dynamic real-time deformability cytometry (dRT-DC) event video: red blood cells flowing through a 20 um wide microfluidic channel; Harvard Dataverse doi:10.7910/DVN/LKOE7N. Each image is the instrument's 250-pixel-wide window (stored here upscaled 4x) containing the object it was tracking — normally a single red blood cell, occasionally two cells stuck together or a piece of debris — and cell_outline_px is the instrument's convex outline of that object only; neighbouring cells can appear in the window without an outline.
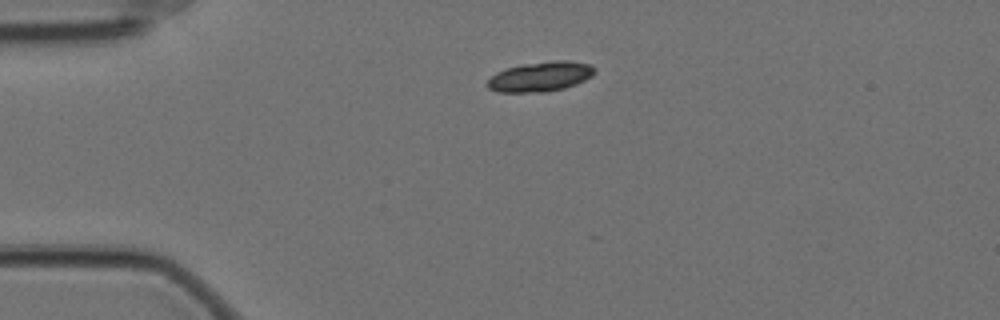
{"species": "Egyptian fruit bat (a non-hibernating species)", "species_latin": "Rousettus aegyptiacus", "temperature_condition": "cold", "stored_images_in_passage": 9, "camera_frame_rate_fps": 3000, "um_per_image_px": 0.085, "animal": {"sex": "female"}, "frame": {"image": 1, "passage_image": 1, "time_ms": 0.0, "image_size_px": [1000, 320], "cell_outline_px": [[596, 72], [592, 76], [576, 84], [564, 88], [544, 92], [496, 92], [488, 88], [488, 80], [496, 72], [520, 64], [552, 60], [568, 60], [592, 64], [596, 68]], "centroid_in_image_um": [45.97, 6.49], "position_along_channel_um": 39.0, "area_um2": 18.84}}
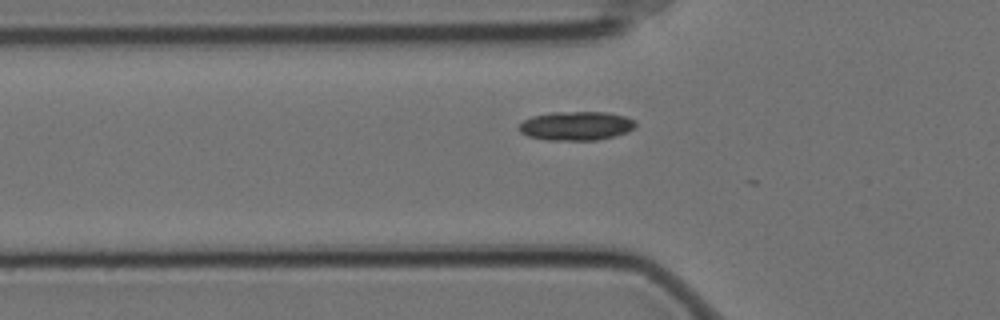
{"frame": {"image": 2, "passage_image": 7, "time_ms": 2.0, "image_size_px": [1000, 320], "cell_outline_px": [[636, 128], [628, 132], [616, 136], [596, 140], [548, 140], [528, 136], [520, 132], [516, 128], [524, 120], [532, 116], [552, 112], [608, 112], [624, 116], [636, 120]], "centroid_in_image_um": [49.0, 10.7], "position_along_channel_um": 76.8, "area_um2": 19.88}}